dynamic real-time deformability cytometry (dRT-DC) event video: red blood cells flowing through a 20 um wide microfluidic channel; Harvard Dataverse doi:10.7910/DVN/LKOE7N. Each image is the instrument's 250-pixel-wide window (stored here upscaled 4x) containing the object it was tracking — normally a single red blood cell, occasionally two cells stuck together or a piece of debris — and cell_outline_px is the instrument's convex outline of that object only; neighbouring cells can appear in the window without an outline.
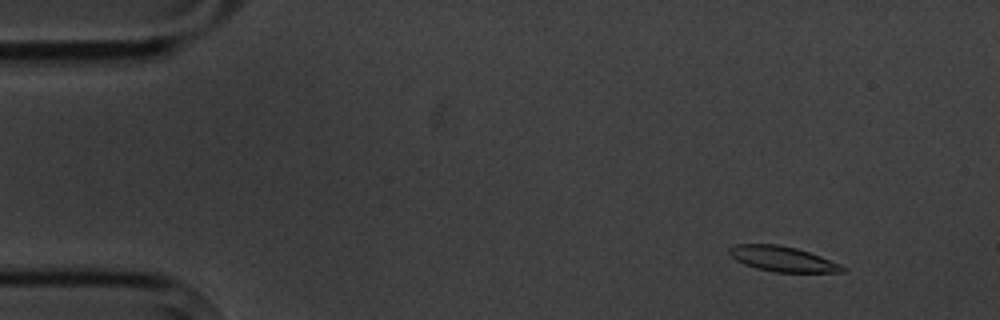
{"species": "common noctule bat (a hibernating species)", "species_latin": "Nyctalus noctula", "temperature_condition": "cold", "stored_images_in_passage": 5, "camera_frame_rate_fps": 3000, "um_per_image_px": 0.085, "animal": {"sex": "male", "body_mass_g": 20.1, "forearm_length_mm": 53.5}, "frame": {"image": 1, "passage_image": 2, "time_ms": 1.0, "image_size_px": [1000, 320], "cell_outline_px": [[844, 272], [772, 272], [756, 268], [744, 264], [736, 260], [728, 252], [728, 248], [736, 244], [776, 244], [796, 248], [820, 256], [840, 264], [844, 268]], "centroid_in_image_um": [66.47, 22.01], "position_along_channel_um": 18.5, "area_um2": 16.47}}
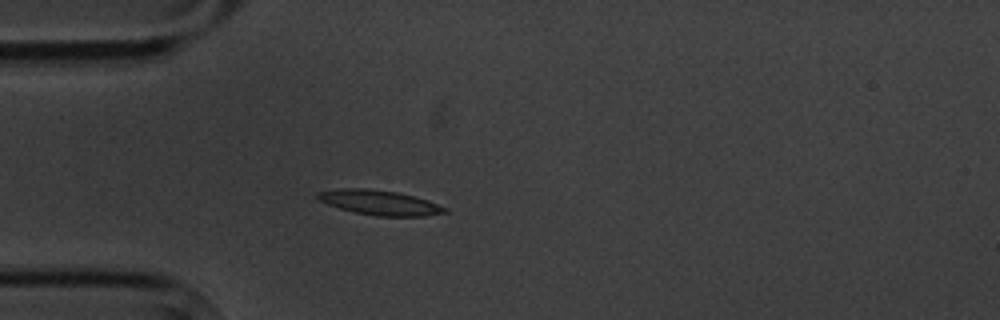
{"frame": {"image": 2, "passage_image": 5, "time_ms": 4.333, "image_size_px": [1000, 320], "cell_outline_px": [[448, 212], [424, 216], [376, 216], [356, 212], [340, 208], [328, 204], [320, 200], [316, 196], [316, 192], [340, 188], [368, 188], [396, 192], [428, 200], [448, 208]], "centroid_in_image_um": [32.28, 17.21], "position_along_channel_um": 52.7, "area_um2": 18.26}}